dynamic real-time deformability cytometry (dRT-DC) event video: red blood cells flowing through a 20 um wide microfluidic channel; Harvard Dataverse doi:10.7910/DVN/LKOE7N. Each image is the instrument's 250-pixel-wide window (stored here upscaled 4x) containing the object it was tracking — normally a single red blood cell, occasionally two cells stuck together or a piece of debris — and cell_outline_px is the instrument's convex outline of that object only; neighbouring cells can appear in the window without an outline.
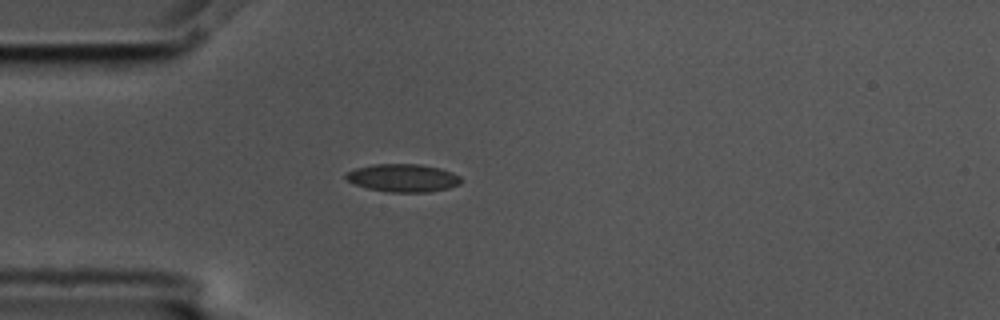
{"species": "common noctule bat (a hibernating species)", "species_latin": "Nyctalus noctula", "temperature_condition": "cold", "stored_images_in_passage": 6, "camera_frame_rate_fps": 3000, "um_per_image_px": 0.085, "animal": {"sex": "male", "body_mass_g": 17.5, "forearm_length_mm": 52.3}, "frame": {"image": 1, "passage_image": 4, "time_ms": 1.0, "image_size_px": [1000, 320], "cell_outline_px": [[460, 184], [448, 188], [428, 192], [388, 192], [368, 188], [356, 184], [348, 180], [344, 176], [344, 172], [356, 168], [372, 164], [420, 164], [440, 168], [452, 172], [460, 176]], "centroid_in_image_um": [34.24, 15.11], "position_along_channel_um": 50.8, "area_um2": 18.73}}